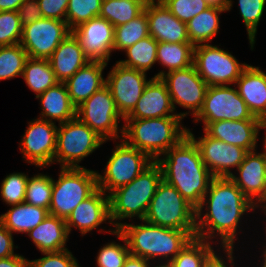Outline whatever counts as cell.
Returning a JSON list of instances; mask_svg holds the SVG:
<instances>
[{
	"label": "cell",
	"instance_id": "cell-1",
	"mask_svg": "<svg viewBox=\"0 0 266 267\" xmlns=\"http://www.w3.org/2000/svg\"><path fill=\"white\" fill-rule=\"evenodd\" d=\"M205 204L208 208L202 217V209ZM254 208H257L256 205L244 195L230 178L214 177L200 206L196 209L195 237L207 241V239L215 237V232H218L221 245L227 252V258L234 266L232 255L237 226L241 216L247 211L254 210Z\"/></svg>",
	"mask_w": 266,
	"mask_h": 267
},
{
	"label": "cell",
	"instance_id": "cell-2",
	"mask_svg": "<svg viewBox=\"0 0 266 267\" xmlns=\"http://www.w3.org/2000/svg\"><path fill=\"white\" fill-rule=\"evenodd\" d=\"M164 156L156 161L163 180L197 209L214 178L201 159L198 146L187 135Z\"/></svg>",
	"mask_w": 266,
	"mask_h": 267
},
{
	"label": "cell",
	"instance_id": "cell-3",
	"mask_svg": "<svg viewBox=\"0 0 266 267\" xmlns=\"http://www.w3.org/2000/svg\"><path fill=\"white\" fill-rule=\"evenodd\" d=\"M143 223H118L117 230L126 239L130 254L148 261L163 256L160 258L170 262L196 234V231L165 228L144 220ZM169 255H172L170 259Z\"/></svg>",
	"mask_w": 266,
	"mask_h": 267
},
{
	"label": "cell",
	"instance_id": "cell-4",
	"mask_svg": "<svg viewBox=\"0 0 266 267\" xmlns=\"http://www.w3.org/2000/svg\"><path fill=\"white\" fill-rule=\"evenodd\" d=\"M182 117H159L147 119H124V140L128 145L143 151L153 161L176 146L185 136L187 129L181 127Z\"/></svg>",
	"mask_w": 266,
	"mask_h": 267
},
{
	"label": "cell",
	"instance_id": "cell-5",
	"mask_svg": "<svg viewBox=\"0 0 266 267\" xmlns=\"http://www.w3.org/2000/svg\"><path fill=\"white\" fill-rule=\"evenodd\" d=\"M162 179L161 167L154 161L132 182L108 194L110 219L115 229H118V222H114L117 219L137 216L140 220H144L149 204Z\"/></svg>",
	"mask_w": 266,
	"mask_h": 267
},
{
	"label": "cell",
	"instance_id": "cell-6",
	"mask_svg": "<svg viewBox=\"0 0 266 267\" xmlns=\"http://www.w3.org/2000/svg\"><path fill=\"white\" fill-rule=\"evenodd\" d=\"M144 221L170 229L196 231V208L174 186L162 179Z\"/></svg>",
	"mask_w": 266,
	"mask_h": 267
},
{
	"label": "cell",
	"instance_id": "cell-7",
	"mask_svg": "<svg viewBox=\"0 0 266 267\" xmlns=\"http://www.w3.org/2000/svg\"><path fill=\"white\" fill-rule=\"evenodd\" d=\"M49 214L64 220L75 207L98 189L97 172L82 168H61L58 180L52 179Z\"/></svg>",
	"mask_w": 266,
	"mask_h": 267
},
{
	"label": "cell",
	"instance_id": "cell-8",
	"mask_svg": "<svg viewBox=\"0 0 266 267\" xmlns=\"http://www.w3.org/2000/svg\"><path fill=\"white\" fill-rule=\"evenodd\" d=\"M54 162L61 168H82L79 162L99 148L105 140L77 117L59 124Z\"/></svg>",
	"mask_w": 266,
	"mask_h": 267
},
{
	"label": "cell",
	"instance_id": "cell-9",
	"mask_svg": "<svg viewBox=\"0 0 266 267\" xmlns=\"http://www.w3.org/2000/svg\"><path fill=\"white\" fill-rule=\"evenodd\" d=\"M115 148L107 162L104 175L97 172L98 188L104 193L109 191V194L132 182L154 162L143 151L128 145L124 140Z\"/></svg>",
	"mask_w": 266,
	"mask_h": 267
},
{
	"label": "cell",
	"instance_id": "cell-10",
	"mask_svg": "<svg viewBox=\"0 0 266 267\" xmlns=\"http://www.w3.org/2000/svg\"><path fill=\"white\" fill-rule=\"evenodd\" d=\"M193 65L208 86L235 85L248 66L239 63L231 53L208 43L194 46Z\"/></svg>",
	"mask_w": 266,
	"mask_h": 267
},
{
	"label": "cell",
	"instance_id": "cell-11",
	"mask_svg": "<svg viewBox=\"0 0 266 267\" xmlns=\"http://www.w3.org/2000/svg\"><path fill=\"white\" fill-rule=\"evenodd\" d=\"M76 117L105 141L111 138L118 139V131H121V137L123 136V127L118 130V118L123 117L106 85L76 108Z\"/></svg>",
	"mask_w": 266,
	"mask_h": 267
},
{
	"label": "cell",
	"instance_id": "cell-12",
	"mask_svg": "<svg viewBox=\"0 0 266 267\" xmlns=\"http://www.w3.org/2000/svg\"><path fill=\"white\" fill-rule=\"evenodd\" d=\"M208 123L221 120H260L254 117L247 104L238 94L237 89L228 85L208 86L201 110L195 116V121Z\"/></svg>",
	"mask_w": 266,
	"mask_h": 267
},
{
	"label": "cell",
	"instance_id": "cell-13",
	"mask_svg": "<svg viewBox=\"0 0 266 267\" xmlns=\"http://www.w3.org/2000/svg\"><path fill=\"white\" fill-rule=\"evenodd\" d=\"M71 32L66 21L41 18L23 26L20 44L29 58L49 59Z\"/></svg>",
	"mask_w": 266,
	"mask_h": 267
},
{
	"label": "cell",
	"instance_id": "cell-14",
	"mask_svg": "<svg viewBox=\"0 0 266 267\" xmlns=\"http://www.w3.org/2000/svg\"><path fill=\"white\" fill-rule=\"evenodd\" d=\"M154 77L161 78L165 82L174 109L175 104H178L191 109L194 117L198 114L203 106L208 85L199 76L194 65L167 73L160 71Z\"/></svg>",
	"mask_w": 266,
	"mask_h": 267
},
{
	"label": "cell",
	"instance_id": "cell-15",
	"mask_svg": "<svg viewBox=\"0 0 266 267\" xmlns=\"http://www.w3.org/2000/svg\"><path fill=\"white\" fill-rule=\"evenodd\" d=\"M146 73L125 67L119 62L115 64L106 78V86L110 89L116 107L123 120L133 111L148 80Z\"/></svg>",
	"mask_w": 266,
	"mask_h": 267
},
{
	"label": "cell",
	"instance_id": "cell-16",
	"mask_svg": "<svg viewBox=\"0 0 266 267\" xmlns=\"http://www.w3.org/2000/svg\"><path fill=\"white\" fill-rule=\"evenodd\" d=\"M187 135L198 146L201 159L213 177L229 178L233 174L229 169L238 168L248 153L247 150L215 139L206 132L198 140L189 129Z\"/></svg>",
	"mask_w": 266,
	"mask_h": 267
},
{
	"label": "cell",
	"instance_id": "cell-17",
	"mask_svg": "<svg viewBox=\"0 0 266 267\" xmlns=\"http://www.w3.org/2000/svg\"><path fill=\"white\" fill-rule=\"evenodd\" d=\"M57 128L55 122L40 118L29 122L20 144L26 162L42 168L54 163Z\"/></svg>",
	"mask_w": 266,
	"mask_h": 267
},
{
	"label": "cell",
	"instance_id": "cell-18",
	"mask_svg": "<svg viewBox=\"0 0 266 267\" xmlns=\"http://www.w3.org/2000/svg\"><path fill=\"white\" fill-rule=\"evenodd\" d=\"M114 28L110 22L98 16L80 24L72 33L90 61L107 63L113 51Z\"/></svg>",
	"mask_w": 266,
	"mask_h": 267
},
{
	"label": "cell",
	"instance_id": "cell-19",
	"mask_svg": "<svg viewBox=\"0 0 266 267\" xmlns=\"http://www.w3.org/2000/svg\"><path fill=\"white\" fill-rule=\"evenodd\" d=\"M255 151L248 152L237 168L239 177L232 174L229 178L258 207V203L266 204V156L264 152L256 153ZM259 206L265 209L266 214V205Z\"/></svg>",
	"mask_w": 266,
	"mask_h": 267
},
{
	"label": "cell",
	"instance_id": "cell-20",
	"mask_svg": "<svg viewBox=\"0 0 266 267\" xmlns=\"http://www.w3.org/2000/svg\"><path fill=\"white\" fill-rule=\"evenodd\" d=\"M144 12L149 36L157 42L190 43L187 24L176 18L161 0H148Z\"/></svg>",
	"mask_w": 266,
	"mask_h": 267
},
{
	"label": "cell",
	"instance_id": "cell-21",
	"mask_svg": "<svg viewBox=\"0 0 266 267\" xmlns=\"http://www.w3.org/2000/svg\"><path fill=\"white\" fill-rule=\"evenodd\" d=\"M174 110L171 96L165 82L161 78L153 77L145 86L135 108L125 119H147L159 117L184 118L188 115V112L172 114Z\"/></svg>",
	"mask_w": 266,
	"mask_h": 267
},
{
	"label": "cell",
	"instance_id": "cell-22",
	"mask_svg": "<svg viewBox=\"0 0 266 267\" xmlns=\"http://www.w3.org/2000/svg\"><path fill=\"white\" fill-rule=\"evenodd\" d=\"M263 126L264 123L261 120H221L208 123L204 127V132L215 139L250 152L255 150L258 133Z\"/></svg>",
	"mask_w": 266,
	"mask_h": 267
},
{
	"label": "cell",
	"instance_id": "cell-23",
	"mask_svg": "<svg viewBox=\"0 0 266 267\" xmlns=\"http://www.w3.org/2000/svg\"><path fill=\"white\" fill-rule=\"evenodd\" d=\"M106 195V196H105ZM110 220L109 196L99 188L88 198L80 202L65 220L68 232L78 228L83 236Z\"/></svg>",
	"mask_w": 266,
	"mask_h": 267
},
{
	"label": "cell",
	"instance_id": "cell-24",
	"mask_svg": "<svg viewBox=\"0 0 266 267\" xmlns=\"http://www.w3.org/2000/svg\"><path fill=\"white\" fill-rule=\"evenodd\" d=\"M235 84L253 116L266 123V73L248 65Z\"/></svg>",
	"mask_w": 266,
	"mask_h": 267
},
{
	"label": "cell",
	"instance_id": "cell-25",
	"mask_svg": "<svg viewBox=\"0 0 266 267\" xmlns=\"http://www.w3.org/2000/svg\"><path fill=\"white\" fill-rule=\"evenodd\" d=\"M106 66L107 63L101 61H89L64 82L76 108L105 86L106 79L102 77V72Z\"/></svg>",
	"mask_w": 266,
	"mask_h": 267
},
{
	"label": "cell",
	"instance_id": "cell-26",
	"mask_svg": "<svg viewBox=\"0 0 266 267\" xmlns=\"http://www.w3.org/2000/svg\"><path fill=\"white\" fill-rule=\"evenodd\" d=\"M48 60L59 82L68 80L90 61L72 32L58 45Z\"/></svg>",
	"mask_w": 266,
	"mask_h": 267
},
{
	"label": "cell",
	"instance_id": "cell-27",
	"mask_svg": "<svg viewBox=\"0 0 266 267\" xmlns=\"http://www.w3.org/2000/svg\"><path fill=\"white\" fill-rule=\"evenodd\" d=\"M33 243L43 252H58L67 249L69 236L64 219L48 214L34 229L28 232Z\"/></svg>",
	"mask_w": 266,
	"mask_h": 267
},
{
	"label": "cell",
	"instance_id": "cell-28",
	"mask_svg": "<svg viewBox=\"0 0 266 267\" xmlns=\"http://www.w3.org/2000/svg\"><path fill=\"white\" fill-rule=\"evenodd\" d=\"M36 98L40 99L43 110L40 119L49 122L56 120L63 124L76 117V107L70 100L64 82H58Z\"/></svg>",
	"mask_w": 266,
	"mask_h": 267
},
{
	"label": "cell",
	"instance_id": "cell-29",
	"mask_svg": "<svg viewBox=\"0 0 266 267\" xmlns=\"http://www.w3.org/2000/svg\"><path fill=\"white\" fill-rule=\"evenodd\" d=\"M48 214L49 212L45 208L23 202L12 205V208L2 214L0 219L11 233H28L41 223Z\"/></svg>",
	"mask_w": 266,
	"mask_h": 267
},
{
	"label": "cell",
	"instance_id": "cell-30",
	"mask_svg": "<svg viewBox=\"0 0 266 267\" xmlns=\"http://www.w3.org/2000/svg\"><path fill=\"white\" fill-rule=\"evenodd\" d=\"M227 10L217 7H209L196 15L187 23V32L190 43L193 46L200 45L203 42L212 40L218 33L219 29V16L218 13Z\"/></svg>",
	"mask_w": 266,
	"mask_h": 267
},
{
	"label": "cell",
	"instance_id": "cell-31",
	"mask_svg": "<svg viewBox=\"0 0 266 267\" xmlns=\"http://www.w3.org/2000/svg\"><path fill=\"white\" fill-rule=\"evenodd\" d=\"M148 0H102L99 17L114 27L130 22L144 12Z\"/></svg>",
	"mask_w": 266,
	"mask_h": 267
},
{
	"label": "cell",
	"instance_id": "cell-32",
	"mask_svg": "<svg viewBox=\"0 0 266 267\" xmlns=\"http://www.w3.org/2000/svg\"><path fill=\"white\" fill-rule=\"evenodd\" d=\"M22 77L36 97L59 82L48 59L28 58Z\"/></svg>",
	"mask_w": 266,
	"mask_h": 267
},
{
	"label": "cell",
	"instance_id": "cell-33",
	"mask_svg": "<svg viewBox=\"0 0 266 267\" xmlns=\"http://www.w3.org/2000/svg\"><path fill=\"white\" fill-rule=\"evenodd\" d=\"M194 46L191 43L158 42L157 61L168 68V72L193 65Z\"/></svg>",
	"mask_w": 266,
	"mask_h": 267
},
{
	"label": "cell",
	"instance_id": "cell-34",
	"mask_svg": "<svg viewBox=\"0 0 266 267\" xmlns=\"http://www.w3.org/2000/svg\"><path fill=\"white\" fill-rule=\"evenodd\" d=\"M157 45L158 42L152 36H148L124 50L127 60L117 62L146 73L157 62Z\"/></svg>",
	"mask_w": 266,
	"mask_h": 267
},
{
	"label": "cell",
	"instance_id": "cell-35",
	"mask_svg": "<svg viewBox=\"0 0 266 267\" xmlns=\"http://www.w3.org/2000/svg\"><path fill=\"white\" fill-rule=\"evenodd\" d=\"M210 244L209 241L194 237L170 263L173 267H203L215 254Z\"/></svg>",
	"mask_w": 266,
	"mask_h": 267
},
{
	"label": "cell",
	"instance_id": "cell-36",
	"mask_svg": "<svg viewBox=\"0 0 266 267\" xmlns=\"http://www.w3.org/2000/svg\"><path fill=\"white\" fill-rule=\"evenodd\" d=\"M149 36L148 19L143 12L135 19L114 28V50H125Z\"/></svg>",
	"mask_w": 266,
	"mask_h": 267
},
{
	"label": "cell",
	"instance_id": "cell-37",
	"mask_svg": "<svg viewBox=\"0 0 266 267\" xmlns=\"http://www.w3.org/2000/svg\"><path fill=\"white\" fill-rule=\"evenodd\" d=\"M28 54L21 46H0V80L22 76Z\"/></svg>",
	"mask_w": 266,
	"mask_h": 267
},
{
	"label": "cell",
	"instance_id": "cell-38",
	"mask_svg": "<svg viewBox=\"0 0 266 267\" xmlns=\"http://www.w3.org/2000/svg\"><path fill=\"white\" fill-rule=\"evenodd\" d=\"M52 189V177L50 176L38 174L28 178L24 202L49 211Z\"/></svg>",
	"mask_w": 266,
	"mask_h": 267
},
{
	"label": "cell",
	"instance_id": "cell-39",
	"mask_svg": "<svg viewBox=\"0 0 266 267\" xmlns=\"http://www.w3.org/2000/svg\"><path fill=\"white\" fill-rule=\"evenodd\" d=\"M102 0H69L66 22L72 31L80 24L98 17Z\"/></svg>",
	"mask_w": 266,
	"mask_h": 267
},
{
	"label": "cell",
	"instance_id": "cell-40",
	"mask_svg": "<svg viewBox=\"0 0 266 267\" xmlns=\"http://www.w3.org/2000/svg\"><path fill=\"white\" fill-rule=\"evenodd\" d=\"M111 234H115L118 238L124 241V245L116 244L115 242L108 243L99 250L97 256V266L98 267H123L124 262L130 251L124 236L117 230L111 231Z\"/></svg>",
	"mask_w": 266,
	"mask_h": 267
},
{
	"label": "cell",
	"instance_id": "cell-41",
	"mask_svg": "<svg viewBox=\"0 0 266 267\" xmlns=\"http://www.w3.org/2000/svg\"><path fill=\"white\" fill-rule=\"evenodd\" d=\"M28 175L12 173L6 176L1 185V197L6 204L17 205L25 201Z\"/></svg>",
	"mask_w": 266,
	"mask_h": 267
},
{
	"label": "cell",
	"instance_id": "cell-42",
	"mask_svg": "<svg viewBox=\"0 0 266 267\" xmlns=\"http://www.w3.org/2000/svg\"><path fill=\"white\" fill-rule=\"evenodd\" d=\"M240 14L247 28L251 49L255 43L258 23L263 15L266 0H238Z\"/></svg>",
	"mask_w": 266,
	"mask_h": 267
},
{
	"label": "cell",
	"instance_id": "cell-43",
	"mask_svg": "<svg viewBox=\"0 0 266 267\" xmlns=\"http://www.w3.org/2000/svg\"><path fill=\"white\" fill-rule=\"evenodd\" d=\"M22 29L23 26L17 11L0 12V46L19 44Z\"/></svg>",
	"mask_w": 266,
	"mask_h": 267
},
{
	"label": "cell",
	"instance_id": "cell-44",
	"mask_svg": "<svg viewBox=\"0 0 266 267\" xmlns=\"http://www.w3.org/2000/svg\"><path fill=\"white\" fill-rule=\"evenodd\" d=\"M170 12L184 23H188L196 15L210 6L205 0H161Z\"/></svg>",
	"mask_w": 266,
	"mask_h": 267
},
{
	"label": "cell",
	"instance_id": "cell-45",
	"mask_svg": "<svg viewBox=\"0 0 266 267\" xmlns=\"http://www.w3.org/2000/svg\"><path fill=\"white\" fill-rule=\"evenodd\" d=\"M45 255L40 259L29 261L32 267H79L75 257L68 250L58 252H43Z\"/></svg>",
	"mask_w": 266,
	"mask_h": 267
},
{
	"label": "cell",
	"instance_id": "cell-46",
	"mask_svg": "<svg viewBox=\"0 0 266 267\" xmlns=\"http://www.w3.org/2000/svg\"><path fill=\"white\" fill-rule=\"evenodd\" d=\"M43 18L66 21L69 0H37ZM64 17L65 19H63Z\"/></svg>",
	"mask_w": 266,
	"mask_h": 267
},
{
	"label": "cell",
	"instance_id": "cell-47",
	"mask_svg": "<svg viewBox=\"0 0 266 267\" xmlns=\"http://www.w3.org/2000/svg\"><path fill=\"white\" fill-rule=\"evenodd\" d=\"M17 12L22 26L43 18V14L37 0H25L19 6Z\"/></svg>",
	"mask_w": 266,
	"mask_h": 267
},
{
	"label": "cell",
	"instance_id": "cell-48",
	"mask_svg": "<svg viewBox=\"0 0 266 267\" xmlns=\"http://www.w3.org/2000/svg\"><path fill=\"white\" fill-rule=\"evenodd\" d=\"M14 242L12 233L5 227L0 219V258L14 256Z\"/></svg>",
	"mask_w": 266,
	"mask_h": 267
},
{
	"label": "cell",
	"instance_id": "cell-49",
	"mask_svg": "<svg viewBox=\"0 0 266 267\" xmlns=\"http://www.w3.org/2000/svg\"><path fill=\"white\" fill-rule=\"evenodd\" d=\"M29 261L21 255H14L8 258H0V267H28Z\"/></svg>",
	"mask_w": 266,
	"mask_h": 267
},
{
	"label": "cell",
	"instance_id": "cell-50",
	"mask_svg": "<svg viewBox=\"0 0 266 267\" xmlns=\"http://www.w3.org/2000/svg\"><path fill=\"white\" fill-rule=\"evenodd\" d=\"M149 261L129 254L128 257L126 258L123 267H150L148 263Z\"/></svg>",
	"mask_w": 266,
	"mask_h": 267
},
{
	"label": "cell",
	"instance_id": "cell-51",
	"mask_svg": "<svg viewBox=\"0 0 266 267\" xmlns=\"http://www.w3.org/2000/svg\"><path fill=\"white\" fill-rule=\"evenodd\" d=\"M25 0H0V12L17 11Z\"/></svg>",
	"mask_w": 266,
	"mask_h": 267
},
{
	"label": "cell",
	"instance_id": "cell-52",
	"mask_svg": "<svg viewBox=\"0 0 266 267\" xmlns=\"http://www.w3.org/2000/svg\"><path fill=\"white\" fill-rule=\"evenodd\" d=\"M210 7L223 8L229 11L232 7V0H205Z\"/></svg>",
	"mask_w": 266,
	"mask_h": 267
},
{
	"label": "cell",
	"instance_id": "cell-53",
	"mask_svg": "<svg viewBox=\"0 0 266 267\" xmlns=\"http://www.w3.org/2000/svg\"><path fill=\"white\" fill-rule=\"evenodd\" d=\"M227 264L222 257L214 254L203 267H227Z\"/></svg>",
	"mask_w": 266,
	"mask_h": 267
},
{
	"label": "cell",
	"instance_id": "cell-54",
	"mask_svg": "<svg viewBox=\"0 0 266 267\" xmlns=\"http://www.w3.org/2000/svg\"><path fill=\"white\" fill-rule=\"evenodd\" d=\"M155 267H173L172 264L170 262H166V264H161L159 266H155Z\"/></svg>",
	"mask_w": 266,
	"mask_h": 267
},
{
	"label": "cell",
	"instance_id": "cell-55",
	"mask_svg": "<svg viewBox=\"0 0 266 267\" xmlns=\"http://www.w3.org/2000/svg\"><path fill=\"white\" fill-rule=\"evenodd\" d=\"M263 128L266 129V123H264ZM264 147H265V148H264V151H263V152H264V154H265V156H266V136H265V139H264Z\"/></svg>",
	"mask_w": 266,
	"mask_h": 267
},
{
	"label": "cell",
	"instance_id": "cell-56",
	"mask_svg": "<svg viewBox=\"0 0 266 267\" xmlns=\"http://www.w3.org/2000/svg\"><path fill=\"white\" fill-rule=\"evenodd\" d=\"M261 267H266V248L264 250V262H263V266Z\"/></svg>",
	"mask_w": 266,
	"mask_h": 267
}]
</instances>
